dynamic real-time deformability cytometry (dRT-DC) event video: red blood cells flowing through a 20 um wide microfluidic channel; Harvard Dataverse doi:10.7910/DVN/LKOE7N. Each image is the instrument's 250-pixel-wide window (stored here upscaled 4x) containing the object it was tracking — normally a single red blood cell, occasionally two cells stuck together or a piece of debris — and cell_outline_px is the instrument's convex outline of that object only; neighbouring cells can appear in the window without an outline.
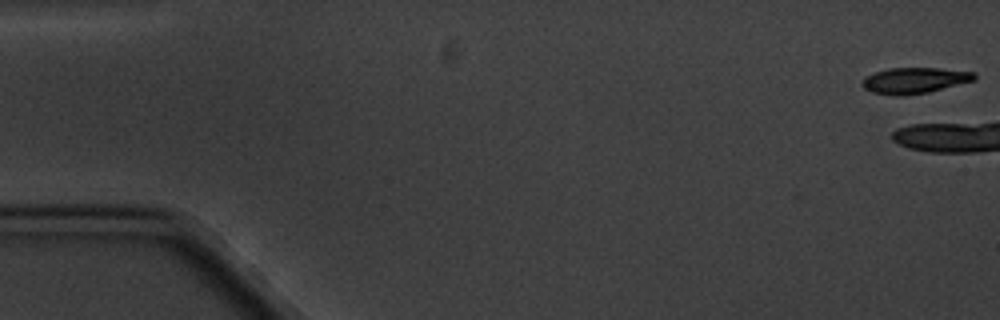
{"species": "common noctule bat (a hibernating species)", "species_latin": "Nyctalus noctula", "temperature_condition": "cold", "stored_images_in_passage": 4, "camera_frame_rate_fps": 3000, "um_per_image_px": 0.085, "animal": {"sex": "male", "body_mass_g": 20.1, "forearm_length_mm": 53.5}, "frame": {"image": 1, "passage_image": 1, "time_ms": 0.0, "image_size_px": [1000, 320], "cell_outline_px": [[976, 80], [928, 92], [904, 96], [896, 96], [872, 92], [864, 88], [860, 84], [864, 76], [888, 68], [936, 68], [976, 72]], "centroid_in_image_um": [77.72, 6.84], "position_along_channel_um": 7.3, "area_um2": 17.05}}